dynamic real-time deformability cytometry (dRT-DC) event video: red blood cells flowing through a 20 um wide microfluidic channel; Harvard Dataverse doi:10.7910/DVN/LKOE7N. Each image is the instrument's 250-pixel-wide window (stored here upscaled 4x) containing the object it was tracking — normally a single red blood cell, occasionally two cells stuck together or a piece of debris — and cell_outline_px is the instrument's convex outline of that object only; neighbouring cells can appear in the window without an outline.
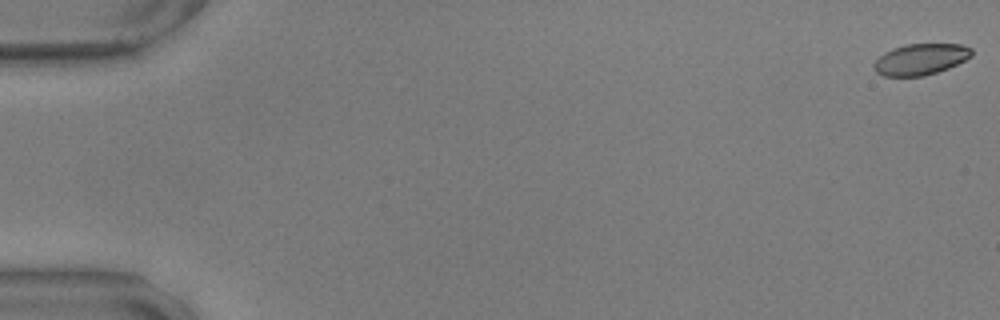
{"species": "common noctule bat (a hibernating species)", "species_latin": "Nyctalus noctula", "temperature_condition": "warm", "stored_images_in_passage": 9, "camera_frame_rate_fps": 3000, "um_per_image_px": 0.085, "animal": {"sex": "male", "body_mass_g": 17.9, "forearm_length_mm": 54.2}, "frame": {"image": 1, "passage_image": 1, "time_ms": 0.0, "image_size_px": [1000, 320], "cell_outline_px": [[972, 56], [948, 68], [924, 76], [884, 76], [876, 72], [872, 68], [872, 64], [884, 52], [908, 44], [960, 44], [972, 48]], "centroid_in_image_um": [78.23, 5.04], "position_along_channel_um": 6.8, "area_um2": 17.63}}